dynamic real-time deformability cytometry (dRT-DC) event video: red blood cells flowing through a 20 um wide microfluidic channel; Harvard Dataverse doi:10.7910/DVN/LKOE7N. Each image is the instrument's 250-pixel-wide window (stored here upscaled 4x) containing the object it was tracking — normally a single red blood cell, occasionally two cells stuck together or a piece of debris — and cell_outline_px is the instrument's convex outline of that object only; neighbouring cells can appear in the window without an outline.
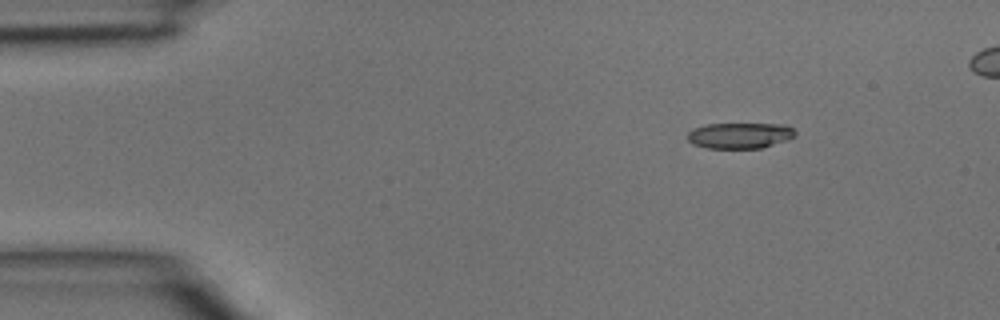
{"species": "common noctule bat (a hibernating species)", "species_latin": "Nyctalus noctula", "temperature_condition": "room temperature", "stored_images_in_passage": 3, "camera_frame_rate_fps": 3000, "um_per_image_px": 0.085, "animal": {"sex": "male", "body_mass_g": 15.6}, "frame": {"image": 1, "passage_image": 1, "time_ms": 0.0, "image_size_px": [1000, 320], "cell_outline_px": [[796, 136], [788, 140], [760, 148], [708, 148], [692, 144], [688, 140], [688, 132], [692, 128], [708, 124], [784, 124], [792, 128], [796, 132]], "centroid_in_image_um": [62.89, 11.51], "position_along_channel_um": 22.1, "area_um2": 16.24}}